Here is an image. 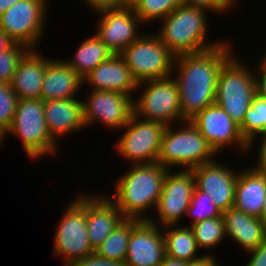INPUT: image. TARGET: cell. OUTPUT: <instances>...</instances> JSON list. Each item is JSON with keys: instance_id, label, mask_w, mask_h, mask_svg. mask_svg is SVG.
Here are the masks:
<instances>
[{"instance_id": "obj_33", "label": "cell", "mask_w": 266, "mask_h": 266, "mask_svg": "<svg viewBox=\"0 0 266 266\" xmlns=\"http://www.w3.org/2000/svg\"><path fill=\"white\" fill-rule=\"evenodd\" d=\"M18 100L11 84L0 83V130L4 134L12 124Z\"/></svg>"}, {"instance_id": "obj_5", "label": "cell", "mask_w": 266, "mask_h": 266, "mask_svg": "<svg viewBox=\"0 0 266 266\" xmlns=\"http://www.w3.org/2000/svg\"><path fill=\"white\" fill-rule=\"evenodd\" d=\"M248 66V67H247ZM254 69L233 55L221 68L215 103L241 126L256 91Z\"/></svg>"}, {"instance_id": "obj_7", "label": "cell", "mask_w": 266, "mask_h": 266, "mask_svg": "<svg viewBox=\"0 0 266 266\" xmlns=\"http://www.w3.org/2000/svg\"><path fill=\"white\" fill-rule=\"evenodd\" d=\"M137 91L140 96L133 100V108L139 118L165 126L186 121L181 113L178 86L172 76L140 82L136 94Z\"/></svg>"}, {"instance_id": "obj_6", "label": "cell", "mask_w": 266, "mask_h": 266, "mask_svg": "<svg viewBox=\"0 0 266 266\" xmlns=\"http://www.w3.org/2000/svg\"><path fill=\"white\" fill-rule=\"evenodd\" d=\"M20 138L27 157L36 161L48 155H57L58 143L50 136L44 118L43 100L19 99L8 134Z\"/></svg>"}, {"instance_id": "obj_3", "label": "cell", "mask_w": 266, "mask_h": 266, "mask_svg": "<svg viewBox=\"0 0 266 266\" xmlns=\"http://www.w3.org/2000/svg\"><path fill=\"white\" fill-rule=\"evenodd\" d=\"M209 11L182 4L160 23L155 33L162 43L175 55L202 52L223 43L207 40V15Z\"/></svg>"}, {"instance_id": "obj_2", "label": "cell", "mask_w": 266, "mask_h": 266, "mask_svg": "<svg viewBox=\"0 0 266 266\" xmlns=\"http://www.w3.org/2000/svg\"><path fill=\"white\" fill-rule=\"evenodd\" d=\"M167 170L158 162L133 164L131 169L117 178L114 183L115 195L111 200L125 218L139 220L151 218L146 212L150 208L156 209Z\"/></svg>"}, {"instance_id": "obj_41", "label": "cell", "mask_w": 266, "mask_h": 266, "mask_svg": "<svg viewBox=\"0 0 266 266\" xmlns=\"http://www.w3.org/2000/svg\"><path fill=\"white\" fill-rule=\"evenodd\" d=\"M14 42L0 30V52L10 48Z\"/></svg>"}, {"instance_id": "obj_19", "label": "cell", "mask_w": 266, "mask_h": 266, "mask_svg": "<svg viewBox=\"0 0 266 266\" xmlns=\"http://www.w3.org/2000/svg\"><path fill=\"white\" fill-rule=\"evenodd\" d=\"M85 84H90V90L116 91L132 98L138 87V82L120 54L112 55L87 74L83 78Z\"/></svg>"}, {"instance_id": "obj_39", "label": "cell", "mask_w": 266, "mask_h": 266, "mask_svg": "<svg viewBox=\"0 0 266 266\" xmlns=\"http://www.w3.org/2000/svg\"><path fill=\"white\" fill-rule=\"evenodd\" d=\"M254 69L257 70L254 71L257 94L261 97H266V72L262 71L258 66H256Z\"/></svg>"}, {"instance_id": "obj_32", "label": "cell", "mask_w": 266, "mask_h": 266, "mask_svg": "<svg viewBox=\"0 0 266 266\" xmlns=\"http://www.w3.org/2000/svg\"><path fill=\"white\" fill-rule=\"evenodd\" d=\"M29 50L27 46L14 43L0 52V83H11L19 62Z\"/></svg>"}, {"instance_id": "obj_36", "label": "cell", "mask_w": 266, "mask_h": 266, "mask_svg": "<svg viewBox=\"0 0 266 266\" xmlns=\"http://www.w3.org/2000/svg\"><path fill=\"white\" fill-rule=\"evenodd\" d=\"M68 266H125V264L123 262L109 260L98 256L96 253H92L83 259L71 262Z\"/></svg>"}, {"instance_id": "obj_23", "label": "cell", "mask_w": 266, "mask_h": 266, "mask_svg": "<svg viewBox=\"0 0 266 266\" xmlns=\"http://www.w3.org/2000/svg\"><path fill=\"white\" fill-rule=\"evenodd\" d=\"M252 166L239 169L233 207L260 218L266 197V174L256 171Z\"/></svg>"}, {"instance_id": "obj_42", "label": "cell", "mask_w": 266, "mask_h": 266, "mask_svg": "<svg viewBox=\"0 0 266 266\" xmlns=\"http://www.w3.org/2000/svg\"><path fill=\"white\" fill-rule=\"evenodd\" d=\"M160 266H187V262L166 255Z\"/></svg>"}, {"instance_id": "obj_14", "label": "cell", "mask_w": 266, "mask_h": 266, "mask_svg": "<svg viewBox=\"0 0 266 266\" xmlns=\"http://www.w3.org/2000/svg\"><path fill=\"white\" fill-rule=\"evenodd\" d=\"M83 102V117L86 128L94 123H103L110 129H122L134 113L133 99L116 91L90 90Z\"/></svg>"}, {"instance_id": "obj_28", "label": "cell", "mask_w": 266, "mask_h": 266, "mask_svg": "<svg viewBox=\"0 0 266 266\" xmlns=\"http://www.w3.org/2000/svg\"><path fill=\"white\" fill-rule=\"evenodd\" d=\"M240 132L248 144L256 137L266 135V97L258 94L254 96L245 113Z\"/></svg>"}, {"instance_id": "obj_37", "label": "cell", "mask_w": 266, "mask_h": 266, "mask_svg": "<svg viewBox=\"0 0 266 266\" xmlns=\"http://www.w3.org/2000/svg\"><path fill=\"white\" fill-rule=\"evenodd\" d=\"M247 254H250L251 258L246 262V266H266V240Z\"/></svg>"}, {"instance_id": "obj_8", "label": "cell", "mask_w": 266, "mask_h": 266, "mask_svg": "<svg viewBox=\"0 0 266 266\" xmlns=\"http://www.w3.org/2000/svg\"><path fill=\"white\" fill-rule=\"evenodd\" d=\"M76 197L67 203L55 232L53 256H62L64 266L95 253L89 242L86 225L87 194L81 193Z\"/></svg>"}, {"instance_id": "obj_46", "label": "cell", "mask_w": 266, "mask_h": 266, "mask_svg": "<svg viewBox=\"0 0 266 266\" xmlns=\"http://www.w3.org/2000/svg\"><path fill=\"white\" fill-rule=\"evenodd\" d=\"M6 140L5 134L0 130V146L5 143L4 141Z\"/></svg>"}, {"instance_id": "obj_40", "label": "cell", "mask_w": 266, "mask_h": 266, "mask_svg": "<svg viewBox=\"0 0 266 266\" xmlns=\"http://www.w3.org/2000/svg\"><path fill=\"white\" fill-rule=\"evenodd\" d=\"M215 257V255L213 256V252H209L198 260L187 262V266H221L220 263L218 264Z\"/></svg>"}, {"instance_id": "obj_21", "label": "cell", "mask_w": 266, "mask_h": 266, "mask_svg": "<svg viewBox=\"0 0 266 266\" xmlns=\"http://www.w3.org/2000/svg\"><path fill=\"white\" fill-rule=\"evenodd\" d=\"M51 59L38 49H30L24 55L10 83L18 99L40 98L45 69Z\"/></svg>"}, {"instance_id": "obj_22", "label": "cell", "mask_w": 266, "mask_h": 266, "mask_svg": "<svg viewBox=\"0 0 266 266\" xmlns=\"http://www.w3.org/2000/svg\"><path fill=\"white\" fill-rule=\"evenodd\" d=\"M83 86V78L63 58L59 60L53 58L45 69L40 99L48 101L78 98L76 95Z\"/></svg>"}, {"instance_id": "obj_18", "label": "cell", "mask_w": 266, "mask_h": 266, "mask_svg": "<svg viewBox=\"0 0 266 266\" xmlns=\"http://www.w3.org/2000/svg\"><path fill=\"white\" fill-rule=\"evenodd\" d=\"M87 194V231L89 242L95 251L113 230L125 219L111 196L103 193Z\"/></svg>"}, {"instance_id": "obj_9", "label": "cell", "mask_w": 266, "mask_h": 266, "mask_svg": "<svg viewBox=\"0 0 266 266\" xmlns=\"http://www.w3.org/2000/svg\"><path fill=\"white\" fill-rule=\"evenodd\" d=\"M120 55L138 83L172 76L175 55L155 32H144Z\"/></svg>"}, {"instance_id": "obj_4", "label": "cell", "mask_w": 266, "mask_h": 266, "mask_svg": "<svg viewBox=\"0 0 266 266\" xmlns=\"http://www.w3.org/2000/svg\"><path fill=\"white\" fill-rule=\"evenodd\" d=\"M216 155L199 130L186 120L175 126H166L157 162L168 170L175 167L191 170L214 161Z\"/></svg>"}, {"instance_id": "obj_27", "label": "cell", "mask_w": 266, "mask_h": 266, "mask_svg": "<svg viewBox=\"0 0 266 266\" xmlns=\"http://www.w3.org/2000/svg\"><path fill=\"white\" fill-rule=\"evenodd\" d=\"M139 221V219L125 218L101 243L95 253L103 258L124 263L132 228Z\"/></svg>"}, {"instance_id": "obj_20", "label": "cell", "mask_w": 266, "mask_h": 266, "mask_svg": "<svg viewBox=\"0 0 266 266\" xmlns=\"http://www.w3.org/2000/svg\"><path fill=\"white\" fill-rule=\"evenodd\" d=\"M44 118L50 136L58 143L62 137L70 136L86 128L81 99H56L43 101ZM83 128V129H82Z\"/></svg>"}, {"instance_id": "obj_17", "label": "cell", "mask_w": 266, "mask_h": 266, "mask_svg": "<svg viewBox=\"0 0 266 266\" xmlns=\"http://www.w3.org/2000/svg\"><path fill=\"white\" fill-rule=\"evenodd\" d=\"M162 227L140 220L131 231L125 266H160L166 256Z\"/></svg>"}, {"instance_id": "obj_10", "label": "cell", "mask_w": 266, "mask_h": 266, "mask_svg": "<svg viewBox=\"0 0 266 266\" xmlns=\"http://www.w3.org/2000/svg\"><path fill=\"white\" fill-rule=\"evenodd\" d=\"M48 5L49 0L18 1L0 16V30L14 43L36 49L45 34Z\"/></svg>"}, {"instance_id": "obj_25", "label": "cell", "mask_w": 266, "mask_h": 266, "mask_svg": "<svg viewBox=\"0 0 266 266\" xmlns=\"http://www.w3.org/2000/svg\"><path fill=\"white\" fill-rule=\"evenodd\" d=\"M162 228H164L162 231L167 256L186 262H192L205 255H200L201 253L197 255L200 249L197 245L193 230L188 224L183 227L180 225H168Z\"/></svg>"}, {"instance_id": "obj_45", "label": "cell", "mask_w": 266, "mask_h": 266, "mask_svg": "<svg viewBox=\"0 0 266 266\" xmlns=\"http://www.w3.org/2000/svg\"><path fill=\"white\" fill-rule=\"evenodd\" d=\"M260 219L266 224V197Z\"/></svg>"}, {"instance_id": "obj_15", "label": "cell", "mask_w": 266, "mask_h": 266, "mask_svg": "<svg viewBox=\"0 0 266 266\" xmlns=\"http://www.w3.org/2000/svg\"><path fill=\"white\" fill-rule=\"evenodd\" d=\"M100 17L95 35L113 52L120 54L144 32V25L129 4L96 12ZM140 32V33H139Z\"/></svg>"}, {"instance_id": "obj_16", "label": "cell", "mask_w": 266, "mask_h": 266, "mask_svg": "<svg viewBox=\"0 0 266 266\" xmlns=\"http://www.w3.org/2000/svg\"><path fill=\"white\" fill-rule=\"evenodd\" d=\"M220 162L215 159L191 170L194 175L195 187L209 194L212 202L223 213L234 205L239 171Z\"/></svg>"}, {"instance_id": "obj_47", "label": "cell", "mask_w": 266, "mask_h": 266, "mask_svg": "<svg viewBox=\"0 0 266 266\" xmlns=\"http://www.w3.org/2000/svg\"><path fill=\"white\" fill-rule=\"evenodd\" d=\"M125 4H130L132 0H122Z\"/></svg>"}, {"instance_id": "obj_12", "label": "cell", "mask_w": 266, "mask_h": 266, "mask_svg": "<svg viewBox=\"0 0 266 266\" xmlns=\"http://www.w3.org/2000/svg\"><path fill=\"white\" fill-rule=\"evenodd\" d=\"M194 190L195 180L192 170L180 169L178 172L167 170L155 209L158 221L155 217L149 220L160 227L178 225L187 214Z\"/></svg>"}, {"instance_id": "obj_1", "label": "cell", "mask_w": 266, "mask_h": 266, "mask_svg": "<svg viewBox=\"0 0 266 266\" xmlns=\"http://www.w3.org/2000/svg\"><path fill=\"white\" fill-rule=\"evenodd\" d=\"M231 44L225 40L202 52L175 56L172 77L178 86L181 113L185 120L215 103L219 72L234 54Z\"/></svg>"}, {"instance_id": "obj_13", "label": "cell", "mask_w": 266, "mask_h": 266, "mask_svg": "<svg viewBox=\"0 0 266 266\" xmlns=\"http://www.w3.org/2000/svg\"><path fill=\"white\" fill-rule=\"evenodd\" d=\"M189 121L217 154L232 146L242 154H247L248 143L241 135L240 126L216 103L204 108Z\"/></svg>"}, {"instance_id": "obj_35", "label": "cell", "mask_w": 266, "mask_h": 266, "mask_svg": "<svg viewBox=\"0 0 266 266\" xmlns=\"http://www.w3.org/2000/svg\"><path fill=\"white\" fill-rule=\"evenodd\" d=\"M257 139H261L259 140V148L255 147L256 144L255 142L257 141ZM255 147V149L257 150V160H256V164L252 167L253 169H255L256 171H259L261 173L266 174V135H262V136H258L255 139H253L249 144H248V154L251 153L252 149Z\"/></svg>"}, {"instance_id": "obj_43", "label": "cell", "mask_w": 266, "mask_h": 266, "mask_svg": "<svg viewBox=\"0 0 266 266\" xmlns=\"http://www.w3.org/2000/svg\"><path fill=\"white\" fill-rule=\"evenodd\" d=\"M20 0H0V16Z\"/></svg>"}, {"instance_id": "obj_38", "label": "cell", "mask_w": 266, "mask_h": 266, "mask_svg": "<svg viewBox=\"0 0 266 266\" xmlns=\"http://www.w3.org/2000/svg\"><path fill=\"white\" fill-rule=\"evenodd\" d=\"M82 2H85L86 6L91 8V10H94L96 12L108 9V8H116L119 6L124 5L125 3L122 0H81Z\"/></svg>"}, {"instance_id": "obj_26", "label": "cell", "mask_w": 266, "mask_h": 266, "mask_svg": "<svg viewBox=\"0 0 266 266\" xmlns=\"http://www.w3.org/2000/svg\"><path fill=\"white\" fill-rule=\"evenodd\" d=\"M113 52L93 33L81 41L73 59L64 60L81 78H84L100 63L109 59Z\"/></svg>"}, {"instance_id": "obj_44", "label": "cell", "mask_w": 266, "mask_h": 266, "mask_svg": "<svg viewBox=\"0 0 266 266\" xmlns=\"http://www.w3.org/2000/svg\"><path fill=\"white\" fill-rule=\"evenodd\" d=\"M262 71L266 72V51L265 55H263V58L259 60L258 65H257Z\"/></svg>"}, {"instance_id": "obj_31", "label": "cell", "mask_w": 266, "mask_h": 266, "mask_svg": "<svg viewBox=\"0 0 266 266\" xmlns=\"http://www.w3.org/2000/svg\"><path fill=\"white\" fill-rule=\"evenodd\" d=\"M186 215L191 219L189 224V226H191L206 219L222 216V212L212 202V198L209 194L195 187Z\"/></svg>"}, {"instance_id": "obj_29", "label": "cell", "mask_w": 266, "mask_h": 266, "mask_svg": "<svg viewBox=\"0 0 266 266\" xmlns=\"http://www.w3.org/2000/svg\"><path fill=\"white\" fill-rule=\"evenodd\" d=\"M193 230L199 249H214L223 244L226 237L222 216L206 219L190 226Z\"/></svg>"}, {"instance_id": "obj_30", "label": "cell", "mask_w": 266, "mask_h": 266, "mask_svg": "<svg viewBox=\"0 0 266 266\" xmlns=\"http://www.w3.org/2000/svg\"><path fill=\"white\" fill-rule=\"evenodd\" d=\"M183 4L182 0H132L130 6L143 24L162 21Z\"/></svg>"}, {"instance_id": "obj_34", "label": "cell", "mask_w": 266, "mask_h": 266, "mask_svg": "<svg viewBox=\"0 0 266 266\" xmlns=\"http://www.w3.org/2000/svg\"><path fill=\"white\" fill-rule=\"evenodd\" d=\"M237 1V2H235ZM184 5L209 10L210 13H223L234 9L238 6V0H182ZM212 11V12H211Z\"/></svg>"}, {"instance_id": "obj_11", "label": "cell", "mask_w": 266, "mask_h": 266, "mask_svg": "<svg viewBox=\"0 0 266 266\" xmlns=\"http://www.w3.org/2000/svg\"><path fill=\"white\" fill-rule=\"evenodd\" d=\"M165 129L163 123L144 120L133 113L128 123L121 129L124 133L115 143V152L132 162V165L155 163L160 153Z\"/></svg>"}, {"instance_id": "obj_24", "label": "cell", "mask_w": 266, "mask_h": 266, "mask_svg": "<svg viewBox=\"0 0 266 266\" xmlns=\"http://www.w3.org/2000/svg\"><path fill=\"white\" fill-rule=\"evenodd\" d=\"M226 236L247 253L266 240V224L260 219L232 207L222 213Z\"/></svg>"}]
</instances>
